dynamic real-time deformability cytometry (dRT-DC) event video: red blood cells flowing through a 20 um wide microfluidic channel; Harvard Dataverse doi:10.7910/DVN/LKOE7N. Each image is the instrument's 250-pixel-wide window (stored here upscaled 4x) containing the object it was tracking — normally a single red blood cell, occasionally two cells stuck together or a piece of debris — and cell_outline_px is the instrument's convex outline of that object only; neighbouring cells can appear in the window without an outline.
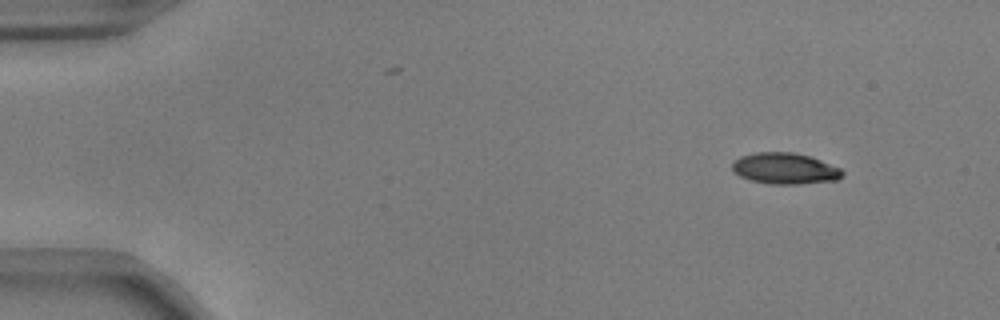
{"species": "common noctule bat (a hibernating species)", "species_latin": "Nyctalus noctula", "temperature_condition": "warm", "stored_images_in_passage": 50, "camera_frame_rate_fps": 3000, "um_per_image_px": 0.085, "animal": {"sex": "male", "body_mass_g": 17.9, "forearm_length_mm": 54.2}, "frame": {"image": 1, "passage_image": 1, "time_ms": 0.0, "image_size_px": [1000, 320], "cell_outline_px": [[844, 172], [836, 180], [800, 184], [772, 184], [752, 180], [740, 176], [732, 172], [732, 164], [740, 156], [756, 152], [792, 152], [808, 156], [820, 160], [840, 168]], "centroid_in_image_um": [66.69, 14.32], "position_along_channel_um": 18.3, "area_um2": 19.83}}
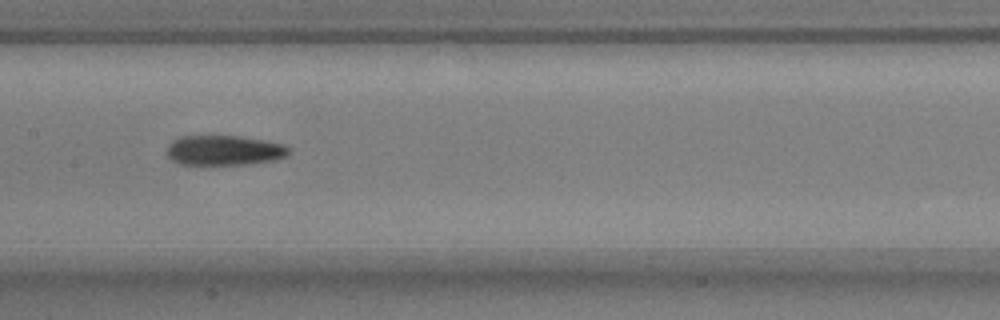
{"frame": {"image": 2, "passage_image": 23, "time_ms": 7.333, "image_size_px": [1000, 320], "cell_outline_px": [[292, 152], [288, 156], [276, 160], [252, 164], [180, 164], [172, 160], [168, 156], [168, 144], [172, 140], [180, 136], [240, 136], [268, 140], [284, 144]], "centroid_in_image_um": [19.12, 12.77], "position_along_channel_um": 188.3, "area_um2": 21.56}}
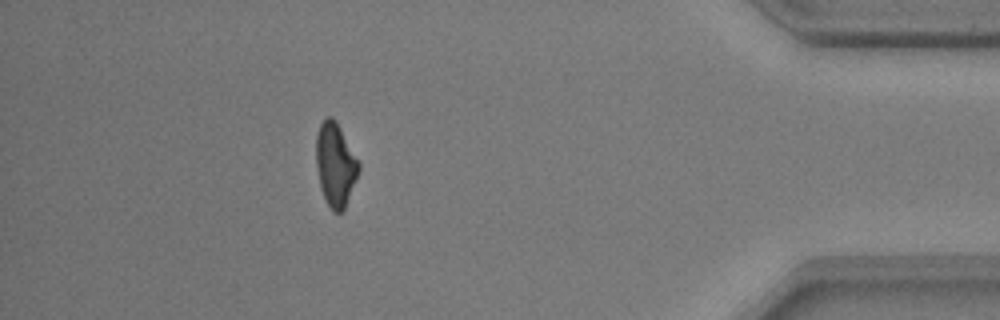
{"frame": {"image": 3, "passage_image": 44, "time_ms": 14.333, "image_size_px": [1000, 320], "cell_outline_px": [[360, 168], [344, 212], [332, 212], [324, 196], [320, 184], [316, 164], [316, 136], [320, 124], [328, 116], [332, 116], [336, 120], [360, 164]], "centroid_in_image_um": [28.51, 14.0], "position_along_channel_um": 406.7, "area_um2": 20.58}, "authors_computed_cell_mechanics": {"area_um2": 21.1259, "velocity_mm_per_s": 3.7495, "shape_relaxation_time_tau1_ms": 5.5745, "shape_relaxation_time_tau2_ms": 7.9765, "deformation_change_tau1": 0.2058, "deformation_change_tau2": 0.1843}}